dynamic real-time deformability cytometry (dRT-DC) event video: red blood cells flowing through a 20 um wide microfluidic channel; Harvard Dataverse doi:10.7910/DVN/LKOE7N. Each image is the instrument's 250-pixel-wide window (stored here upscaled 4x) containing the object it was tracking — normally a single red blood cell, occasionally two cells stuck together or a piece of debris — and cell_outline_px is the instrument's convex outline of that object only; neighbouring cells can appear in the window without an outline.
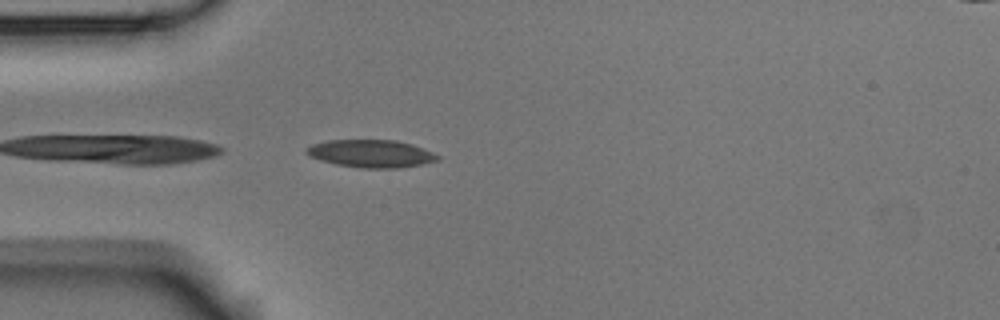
{"species": "Egyptian fruit bat (a non-hibernating species)", "species_latin": "Rousettus aegyptiacus", "temperature_condition": "room temperature", "stored_images_in_passage": 4, "camera_frame_rate_fps": 3000, "um_per_image_px": 0.085, "animal": {"sex": "male"}, "frame": {"image": 1, "passage_image": 4, "time_ms": 3.333, "image_size_px": [1000, 320], "cell_outline_px": [[440, 160], [400, 168], [360, 168], [336, 164], [312, 156], [304, 152], [304, 148], [312, 144], [328, 140], [396, 140], [412, 144], [424, 148], [440, 156]], "centroid_in_image_um": [31.56, 13.05], "position_along_channel_um": 53.4, "area_um2": 21.1}}